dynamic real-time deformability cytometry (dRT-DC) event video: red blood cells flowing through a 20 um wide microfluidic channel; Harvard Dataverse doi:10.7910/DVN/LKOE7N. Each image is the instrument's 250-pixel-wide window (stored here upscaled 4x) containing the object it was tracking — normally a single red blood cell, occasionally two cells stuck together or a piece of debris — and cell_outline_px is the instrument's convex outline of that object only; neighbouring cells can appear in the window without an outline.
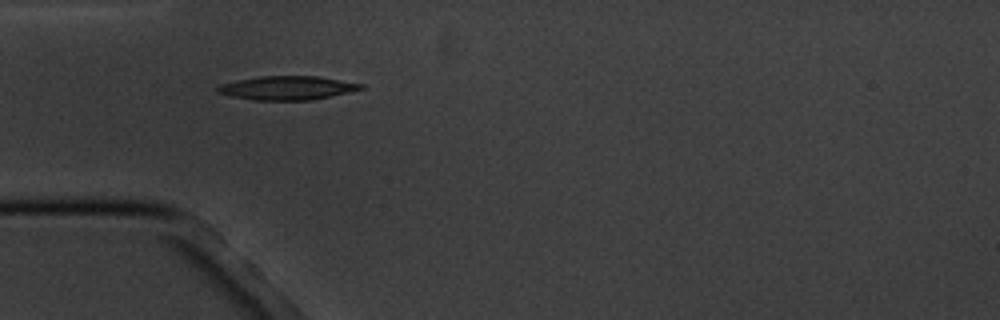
{"species": "common noctule bat (a hibernating species)", "species_latin": "Nyctalus noctula", "temperature_condition": "cold", "stored_images_in_passage": 5, "camera_frame_rate_fps": 3000, "um_per_image_px": 0.085, "animal": {"sex": "male", "body_mass_g": 20.1, "forearm_length_mm": 53.5}, "frame": {"image": 1, "passage_image": 4, "time_ms": 4.667, "image_size_px": [1000, 320], "cell_outline_px": [[364, 88], [348, 92], [308, 100], [252, 100], [232, 96], [216, 92], [216, 88], [220, 84], [260, 76], [316, 76], [364, 84]], "centroid_in_image_um": [24.38, 7.47], "position_along_channel_um": 60.6, "area_um2": 19.54}}
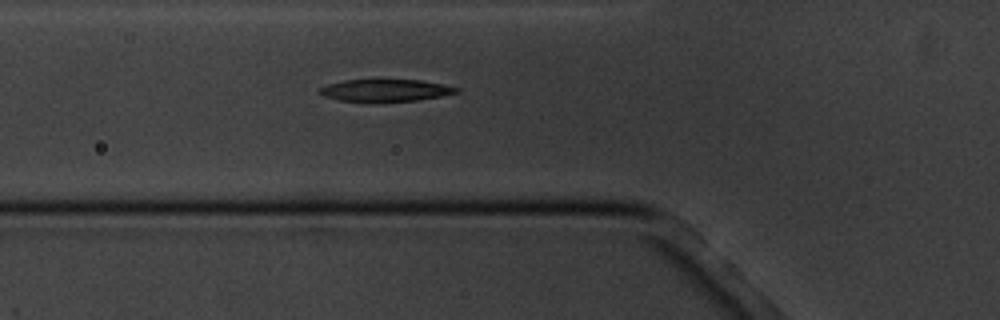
{"frame": {"image": 2, "passage_image": 5, "time_ms": 5.667, "image_size_px": [1000, 320], "cell_outline_px": [[460, 92], [440, 96], [416, 100], [340, 100], [324, 96], [316, 92], [320, 88], [328, 84], [344, 80], [420, 80], [460, 88]], "centroid_in_image_um": [32.75, 7.65], "position_along_channel_um": 93.0, "area_um2": 16.99}}